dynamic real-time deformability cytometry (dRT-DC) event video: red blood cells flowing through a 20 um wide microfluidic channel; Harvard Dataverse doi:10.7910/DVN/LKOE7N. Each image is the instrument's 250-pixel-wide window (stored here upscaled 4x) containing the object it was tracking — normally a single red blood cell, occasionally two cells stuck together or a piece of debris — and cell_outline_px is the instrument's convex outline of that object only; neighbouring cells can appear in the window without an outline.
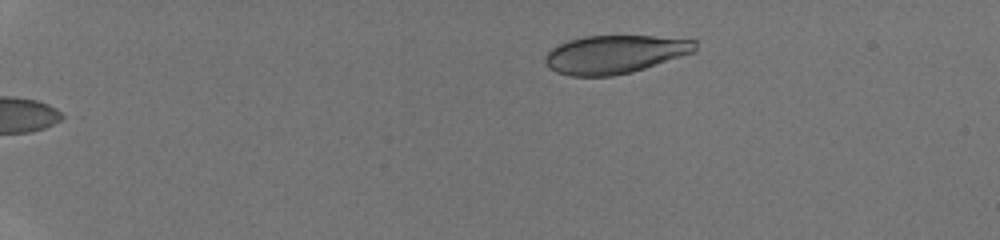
{"species": "human", "species_latin": "Homo sapiens", "temperature_condition": "room temperature", "stored_images_in_passage": 37, "camera_frame_rate_fps": 3000, "um_per_image_px": 0.085, "donor": {"sex": "male"}, "frame": {"image": 1, "passage_image": 1, "time_ms": 0.0, "image_size_px": [1000, 240], "cell_outline_px": [[696, 52], [632, 72], [612, 76], [568, 76], [556, 72], [544, 60], [544, 56], [552, 48], [568, 40], [584, 36], [652, 36], [696, 40]], "centroid_in_image_um": [52.27, 4.62], "position_along_channel_um": 32.7, "area_um2": 33.41}}
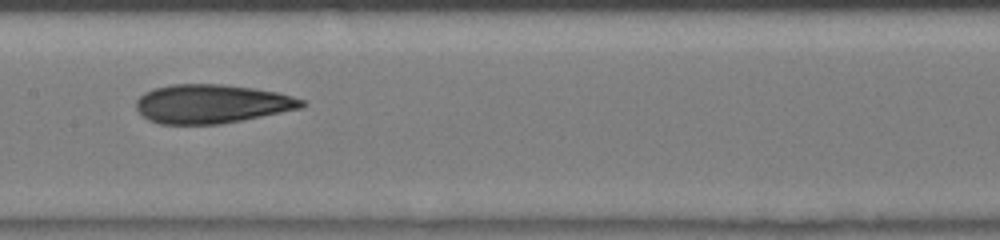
{"frame": {"image": 2, "passage_image": 18, "time_ms": 5.667, "image_size_px": [1000, 240], "cell_outline_px": [[308, 104], [300, 108], [220, 124], [160, 124], [148, 120], [136, 108], [136, 100], [144, 92], [152, 88], [172, 84], [224, 84], [256, 88], [276, 92], [292, 96], [304, 100]], "centroid_in_image_um": [17.97, 8.81], "position_along_channel_um": 189.4, "area_um2": 37.45}}
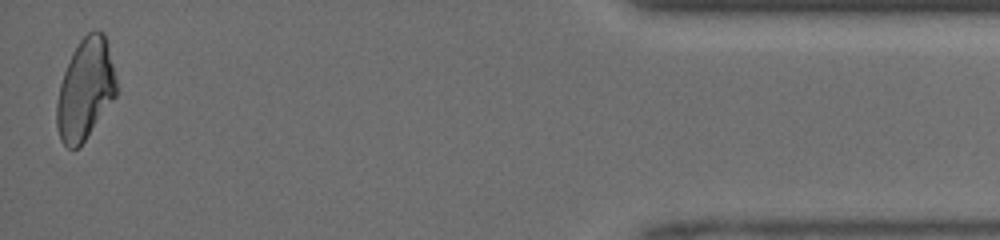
{"frame": {"image": 3, "passage_image": 37, "time_ms": 12.0, "image_size_px": [1000, 240], "cell_outline_px": [[116, 96], [84, 140], [76, 148], [68, 148], [60, 140], [56, 124], [56, 104], [60, 84], [64, 72], [72, 52], [80, 40], [88, 32], [104, 32], [116, 80]], "centroid_in_image_um": [7.22, 7.6], "position_along_channel_um": 428.0, "area_um2": 34.45}}